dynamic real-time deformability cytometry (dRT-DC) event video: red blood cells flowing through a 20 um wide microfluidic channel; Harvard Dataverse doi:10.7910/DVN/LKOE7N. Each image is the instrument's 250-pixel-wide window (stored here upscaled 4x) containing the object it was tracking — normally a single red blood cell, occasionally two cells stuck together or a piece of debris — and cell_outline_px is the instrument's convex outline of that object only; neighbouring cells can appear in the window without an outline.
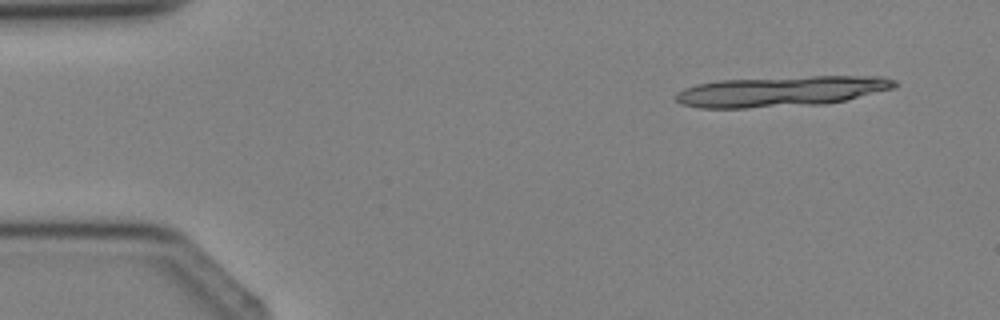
{"species": "Egyptian fruit bat (a non-hibernating species)", "species_latin": "Rousettus aegyptiacus", "temperature_condition": "cold", "stored_images_in_passage": 4, "segment_of_instrument_passage": [1, 2], "camera_frame_rate_fps": 3000, "um_per_image_px": 0.085, "animal": {"sex": "female"}, "frame": {"image": 1, "passage_image": 1, "time_ms": 0.0, "image_size_px": [1000, 320], "cell_outline_px": [[900, 84], [896, 88], [844, 100], [824, 104], [748, 108], [700, 108], [680, 104], [672, 96], [676, 92], [684, 88], [696, 84], [720, 80], [812, 76], [880, 76], [896, 80]], "centroid_in_image_um": [66.39, 7.76], "position_along_channel_um": 18.6, "area_um2": 39.13}}